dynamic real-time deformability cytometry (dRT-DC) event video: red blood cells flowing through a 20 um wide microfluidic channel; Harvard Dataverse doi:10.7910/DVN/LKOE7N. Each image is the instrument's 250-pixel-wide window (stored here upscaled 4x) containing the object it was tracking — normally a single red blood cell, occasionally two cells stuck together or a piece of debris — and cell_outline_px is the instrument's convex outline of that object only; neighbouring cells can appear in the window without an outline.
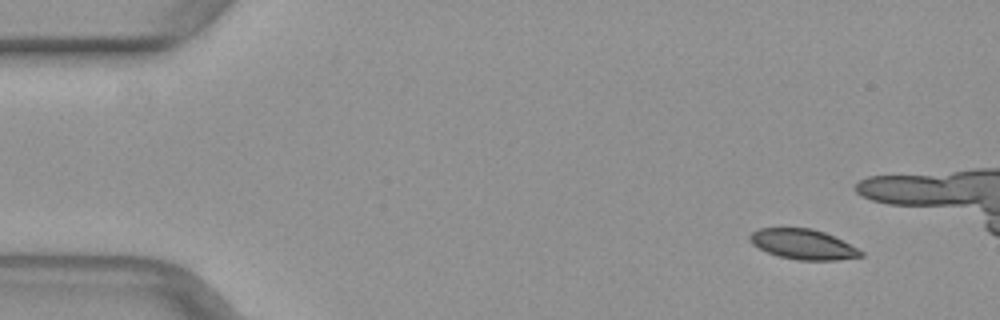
{"species": "common noctule bat (a hibernating species)", "species_latin": "Nyctalus noctula", "temperature_condition": "warm", "stored_images_in_passage": 17, "camera_frame_rate_fps": 3000, "um_per_image_px": 0.085, "animal": {"sex": "female", "body_mass_g": 29.2, "forearm_length_mm": 56.3}, "frame": {"image": 1, "passage_image": 4, "time_ms": 1.0, "image_size_px": [1000, 320], "cell_outline_px": [[864, 256], [836, 260], [796, 260], [780, 256], [768, 252], [752, 244], [748, 240], [748, 236], [752, 232], [760, 228], [812, 228], [824, 232], [864, 252]], "centroid_in_image_um": [68.23, 20.76], "position_along_channel_um": 16.8, "area_um2": 19.25}}
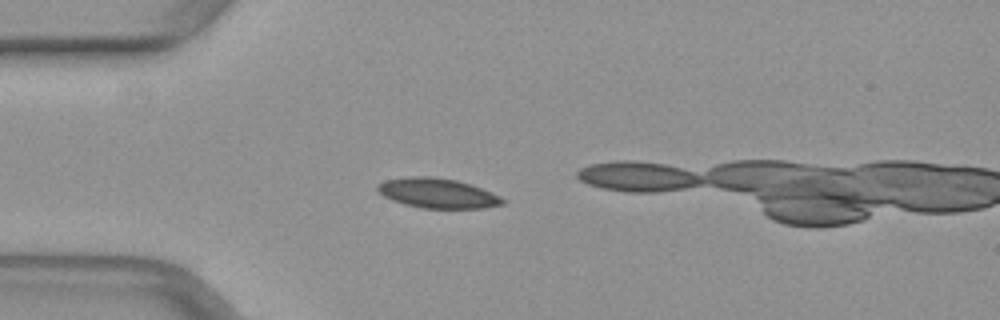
{"frame": {"image": 2, "passage_image": 13, "time_ms": 4.0, "image_size_px": [1000, 320], "cell_outline_px": [[504, 204], [484, 208], [420, 208], [404, 204], [392, 200], [384, 196], [376, 188], [384, 180], [408, 176], [432, 176], [456, 180], [472, 184], [492, 192], [500, 196], [504, 200]], "centroid_in_image_um": [37.21, 16.41], "position_along_channel_um": 47.8, "area_um2": 21.79}}